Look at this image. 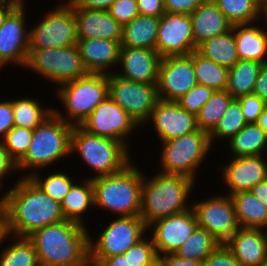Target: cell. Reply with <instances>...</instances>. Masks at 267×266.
Listing matches in <instances>:
<instances>
[{"label": "cell", "instance_id": "obj_21", "mask_svg": "<svg viewBox=\"0 0 267 266\" xmlns=\"http://www.w3.org/2000/svg\"><path fill=\"white\" fill-rule=\"evenodd\" d=\"M161 58L156 50L121 46L118 65L122 68L112 71L127 80L157 83Z\"/></svg>", "mask_w": 267, "mask_h": 266}, {"label": "cell", "instance_id": "obj_37", "mask_svg": "<svg viewBox=\"0 0 267 266\" xmlns=\"http://www.w3.org/2000/svg\"><path fill=\"white\" fill-rule=\"evenodd\" d=\"M11 237L13 243L1 251L0 266H40L33 243L27 237Z\"/></svg>", "mask_w": 267, "mask_h": 266}, {"label": "cell", "instance_id": "obj_29", "mask_svg": "<svg viewBox=\"0 0 267 266\" xmlns=\"http://www.w3.org/2000/svg\"><path fill=\"white\" fill-rule=\"evenodd\" d=\"M241 228L267 230V207L251 191L230 195Z\"/></svg>", "mask_w": 267, "mask_h": 266}, {"label": "cell", "instance_id": "obj_1", "mask_svg": "<svg viewBox=\"0 0 267 266\" xmlns=\"http://www.w3.org/2000/svg\"><path fill=\"white\" fill-rule=\"evenodd\" d=\"M6 230L28 237L44 226L66 220L60 202L43 192L29 177H20L5 193Z\"/></svg>", "mask_w": 267, "mask_h": 266}, {"label": "cell", "instance_id": "obj_24", "mask_svg": "<svg viewBox=\"0 0 267 266\" xmlns=\"http://www.w3.org/2000/svg\"><path fill=\"white\" fill-rule=\"evenodd\" d=\"M77 40L82 63L89 73L110 74L112 66L119 67V41L98 38Z\"/></svg>", "mask_w": 267, "mask_h": 266}, {"label": "cell", "instance_id": "obj_32", "mask_svg": "<svg viewBox=\"0 0 267 266\" xmlns=\"http://www.w3.org/2000/svg\"><path fill=\"white\" fill-rule=\"evenodd\" d=\"M263 63L253 60H239L228 71L226 91L234 98L253 94L255 81Z\"/></svg>", "mask_w": 267, "mask_h": 266}, {"label": "cell", "instance_id": "obj_19", "mask_svg": "<svg viewBox=\"0 0 267 266\" xmlns=\"http://www.w3.org/2000/svg\"><path fill=\"white\" fill-rule=\"evenodd\" d=\"M150 121L161 142L198 130L196 116L183 109L176 101L159 99L145 125Z\"/></svg>", "mask_w": 267, "mask_h": 266}, {"label": "cell", "instance_id": "obj_9", "mask_svg": "<svg viewBox=\"0 0 267 266\" xmlns=\"http://www.w3.org/2000/svg\"><path fill=\"white\" fill-rule=\"evenodd\" d=\"M25 69L35 72L56 84V87L68 81L86 76L76 45L61 48L29 49Z\"/></svg>", "mask_w": 267, "mask_h": 266}, {"label": "cell", "instance_id": "obj_3", "mask_svg": "<svg viewBox=\"0 0 267 266\" xmlns=\"http://www.w3.org/2000/svg\"><path fill=\"white\" fill-rule=\"evenodd\" d=\"M195 180L161 172L149 177L143 175L139 216L149 227L154 221L192 208L188 203Z\"/></svg>", "mask_w": 267, "mask_h": 266}, {"label": "cell", "instance_id": "obj_50", "mask_svg": "<svg viewBox=\"0 0 267 266\" xmlns=\"http://www.w3.org/2000/svg\"><path fill=\"white\" fill-rule=\"evenodd\" d=\"M18 173L17 163L11 158L8 151L0 141V184L4 186L3 179L10 173Z\"/></svg>", "mask_w": 267, "mask_h": 266}, {"label": "cell", "instance_id": "obj_35", "mask_svg": "<svg viewBox=\"0 0 267 266\" xmlns=\"http://www.w3.org/2000/svg\"><path fill=\"white\" fill-rule=\"evenodd\" d=\"M234 98L226 91H215L196 115L198 129L211 133Z\"/></svg>", "mask_w": 267, "mask_h": 266}, {"label": "cell", "instance_id": "obj_43", "mask_svg": "<svg viewBox=\"0 0 267 266\" xmlns=\"http://www.w3.org/2000/svg\"><path fill=\"white\" fill-rule=\"evenodd\" d=\"M215 92L214 89L197 84L186 94L182 95L176 102L186 111L197 115L201 107L210 99Z\"/></svg>", "mask_w": 267, "mask_h": 266}, {"label": "cell", "instance_id": "obj_56", "mask_svg": "<svg viewBox=\"0 0 267 266\" xmlns=\"http://www.w3.org/2000/svg\"><path fill=\"white\" fill-rule=\"evenodd\" d=\"M250 191L267 207V179L257 183Z\"/></svg>", "mask_w": 267, "mask_h": 266}, {"label": "cell", "instance_id": "obj_28", "mask_svg": "<svg viewBox=\"0 0 267 266\" xmlns=\"http://www.w3.org/2000/svg\"><path fill=\"white\" fill-rule=\"evenodd\" d=\"M81 180L82 183H73L64 199L60 201V207L66 220L85 225L84 213H88L87 211L94 208V188L92 179L83 178Z\"/></svg>", "mask_w": 267, "mask_h": 266}, {"label": "cell", "instance_id": "obj_54", "mask_svg": "<svg viewBox=\"0 0 267 266\" xmlns=\"http://www.w3.org/2000/svg\"><path fill=\"white\" fill-rule=\"evenodd\" d=\"M95 266H129L127 256L119 254L102 258Z\"/></svg>", "mask_w": 267, "mask_h": 266}, {"label": "cell", "instance_id": "obj_16", "mask_svg": "<svg viewBox=\"0 0 267 266\" xmlns=\"http://www.w3.org/2000/svg\"><path fill=\"white\" fill-rule=\"evenodd\" d=\"M25 16L26 7H15L0 28L1 70L8 64L23 68L26 65L29 52V27L26 25Z\"/></svg>", "mask_w": 267, "mask_h": 266}, {"label": "cell", "instance_id": "obj_2", "mask_svg": "<svg viewBox=\"0 0 267 266\" xmlns=\"http://www.w3.org/2000/svg\"><path fill=\"white\" fill-rule=\"evenodd\" d=\"M90 231L64 220L44 226L27 238L33 243L40 266H90Z\"/></svg>", "mask_w": 267, "mask_h": 266}, {"label": "cell", "instance_id": "obj_57", "mask_svg": "<svg viewBox=\"0 0 267 266\" xmlns=\"http://www.w3.org/2000/svg\"><path fill=\"white\" fill-rule=\"evenodd\" d=\"M15 8L14 5L0 2V28L3 25L7 15Z\"/></svg>", "mask_w": 267, "mask_h": 266}, {"label": "cell", "instance_id": "obj_11", "mask_svg": "<svg viewBox=\"0 0 267 266\" xmlns=\"http://www.w3.org/2000/svg\"><path fill=\"white\" fill-rule=\"evenodd\" d=\"M146 232L148 228L139 215L115 218L96 240L90 235V266H95L104 257L124 254L146 236Z\"/></svg>", "mask_w": 267, "mask_h": 266}, {"label": "cell", "instance_id": "obj_38", "mask_svg": "<svg viewBox=\"0 0 267 266\" xmlns=\"http://www.w3.org/2000/svg\"><path fill=\"white\" fill-rule=\"evenodd\" d=\"M232 25L259 22L260 9L252 0H213Z\"/></svg>", "mask_w": 267, "mask_h": 266}, {"label": "cell", "instance_id": "obj_18", "mask_svg": "<svg viewBox=\"0 0 267 266\" xmlns=\"http://www.w3.org/2000/svg\"><path fill=\"white\" fill-rule=\"evenodd\" d=\"M197 226L195 212L193 208H189L178 214L158 219L147 228L149 233L152 230L149 236L152 238L157 256H160L175 253Z\"/></svg>", "mask_w": 267, "mask_h": 266}, {"label": "cell", "instance_id": "obj_60", "mask_svg": "<svg viewBox=\"0 0 267 266\" xmlns=\"http://www.w3.org/2000/svg\"><path fill=\"white\" fill-rule=\"evenodd\" d=\"M25 0H0V2L14 5L15 7H25Z\"/></svg>", "mask_w": 267, "mask_h": 266}, {"label": "cell", "instance_id": "obj_17", "mask_svg": "<svg viewBox=\"0 0 267 266\" xmlns=\"http://www.w3.org/2000/svg\"><path fill=\"white\" fill-rule=\"evenodd\" d=\"M189 14L165 12L160 17L156 51L161 57L189 55L195 51Z\"/></svg>", "mask_w": 267, "mask_h": 266}, {"label": "cell", "instance_id": "obj_7", "mask_svg": "<svg viewBox=\"0 0 267 266\" xmlns=\"http://www.w3.org/2000/svg\"><path fill=\"white\" fill-rule=\"evenodd\" d=\"M57 89L55 93L65 113L56 108H53V112L71 125H81L95 107L108 97V74L88 73L59 85Z\"/></svg>", "mask_w": 267, "mask_h": 266}, {"label": "cell", "instance_id": "obj_22", "mask_svg": "<svg viewBox=\"0 0 267 266\" xmlns=\"http://www.w3.org/2000/svg\"><path fill=\"white\" fill-rule=\"evenodd\" d=\"M240 228L224 244L242 266H267V231Z\"/></svg>", "mask_w": 267, "mask_h": 266}, {"label": "cell", "instance_id": "obj_12", "mask_svg": "<svg viewBox=\"0 0 267 266\" xmlns=\"http://www.w3.org/2000/svg\"><path fill=\"white\" fill-rule=\"evenodd\" d=\"M156 84L127 80L112 72L108 74V96L143 127L159 100Z\"/></svg>", "mask_w": 267, "mask_h": 266}, {"label": "cell", "instance_id": "obj_53", "mask_svg": "<svg viewBox=\"0 0 267 266\" xmlns=\"http://www.w3.org/2000/svg\"><path fill=\"white\" fill-rule=\"evenodd\" d=\"M253 94L267 103V62L263 63L255 81Z\"/></svg>", "mask_w": 267, "mask_h": 266}, {"label": "cell", "instance_id": "obj_13", "mask_svg": "<svg viewBox=\"0 0 267 266\" xmlns=\"http://www.w3.org/2000/svg\"><path fill=\"white\" fill-rule=\"evenodd\" d=\"M80 126L91 134L120 141L129 150L128 136L140 127L137 122L109 96L95 107Z\"/></svg>", "mask_w": 267, "mask_h": 266}, {"label": "cell", "instance_id": "obj_6", "mask_svg": "<svg viewBox=\"0 0 267 266\" xmlns=\"http://www.w3.org/2000/svg\"><path fill=\"white\" fill-rule=\"evenodd\" d=\"M129 151L120 141L91 134L80 125L73 128L71 153H78L95 172L86 178L94 179L121 171L132 161Z\"/></svg>", "mask_w": 267, "mask_h": 266}, {"label": "cell", "instance_id": "obj_58", "mask_svg": "<svg viewBox=\"0 0 267 266\" xmlns=\"http://www.w3.org/2000/svg\"><path fill=\"white\" fill-rule=\"evenodd\" d=\"M257 124L267 133V106L259 116Z\"/></svg>", "mask_w": 267, "mask_h": 266}, {"label": "cell", "instance_id": "obj_30", "mask_svg": "<svg viewBox=\"0 0 267 266\" xmlns=\"http://www.w3.org/2000/svg\"><path fill=\"white\" fill-rule=\"evenodd\" d=\"M196 51L206 59L228 69L239 61L232 28L225 33L206 39L197 46Z\"/></svg>", "mask_w": 267, "mask_h": 266}, {"label": "cell", "instance_id": "obj_41", "mask_svg": "<svg viewBox=\"0 0 267 266\" xmlns=\"http://www.w3.org/2000/svg\"><path fill=\"white\" fill-rule=\"evenodd\" d=\"M33 130L24 127L14 126L1 138L4 148L11 158L18 163L26 154L32 140Z\"/></svg>", "mask_w": 267, "mask_h": 266}, {"label": "cell", "instance_id": "obj_42", "mask_svg": "<svg viewBox=\"0 0 267 266\" xmlns=\"http://www.w3.org/2000/svg\"><path fill=\"white\" fill-rule=\"evenodd\" d=\"M129 266H151L157 261V253L152 238L144 236L132 245L125 253Z\"/></svg>", "mask_w": 267, "mask_h": 266}, {"label": "cell", "instance_id": "obj_8", "mask_svg": "<svg viewBox=\"0 0 267 266\" xmlns=\"http://www.w3.org/2000/svg\"><path fill=\"white\" fill-rule=\"evenodd\" d=\"M163 146L158 172L182 175L196 181L198 168L203 164L212 149L209 133L198 129L167 141L160 142Z\"/></svg>", "mask_w": 267, "mask_h": 266}, {"label": "cell", "instance_id": "obj_40", "mask_svg": "<svg viewBox=\"0 0 267 266\" xmlns=\"http://www.w3.org/2000/svg\"><path fill=\"white\" fill-rule=\"evenodd\" d=\"M39 173V170L30 175V179L47 195L56 201L60 202L69 192L71 186L75 182L70 175L64 171H55L52 174L46 175L44 178Z\"/></svg>", "mask_w": 267, "mask_h": 266}, {"label": "cell", "instance_id": "obj_39", "mask_svg": "<svg viewBox=\"0 0 267 266\" xmlns=\"http://www.w3.org/2000/svg\"><path fill=\"white\" fill-rule=\"evenodd\" d=\"M247 124L240 103L234 99L227 110L225 111L222 119L219 121L215 129L209 134L211 144L216 140L227 139V142L234 137L244 126Z\"/></svg>", "mask_w": 267, "mask_h": 266}, {"label": "cell", "instance_id": "obj_14", "mask_svg": "<svg viewBox=\"0 0 267 266\" xmlns=\"http://www.w3.org/2000/svg\"><path fill=\"white\" fill-rule=\"evenodd\" d=\"M227 195V196H226ZM217 194L192 203L198 227L204 228L224 244L241 227L230 195Z\"/></svg>", "mask_w": 267, "mask_h": 266}, {"label": "cell", "instance_id": "obj_52", "mask_svg": "<svg viewBox=\"0 0 267 266\" xmlns=\"http://www.w3.org/2000/svg\"><path fill=\"white\" fill-rule=\"evenodd\" d=\"M116 0H71L72 8H84L92 10L109 11Z\"/></svg>", "mask_w": 267, "mask_h": 266}, {"label": "cell", "instance_id": "obj_33", "mask_svg": "<svg viewBox=\"0 0 267 266\" xmlns=\"http://www.w3.org/2000/svg\"><path fill=\"white\" fill-rule=\"evenodd\" d=\"M13 107L14 125L34 130L50 114L53 113V107H43L37 99L16 98L11 100ZM43 107V108H42Z\"/></svg>", "mask_w": 267, "mask_h": 266}, {"label": "cell", "instance_id": "obj_49", "mask_svg": "<svg viewBox=\"0 0 267 266\" xmlns=\"http://www.w3.org/2000/svg\"><path fill=\"white\" fill-rule=\"evenodd\" d=\"M140 15L160 18L166 11L163 0H137Z\"/></svg>", "mask_w": 267, "mask_h": 266}, {"label": "cell", "instance_id": "obj_20", "mask_svg": "<svg viewBox=\"0 0 267 266\" xmlns=\"http://www.w3.org/2000/svg\"><path fill=\"white\" fill-rule=\"evenodd\" d=\"M223 183L229 188L228 195L250 191L257 183L267 179V158L264 155L231 157L221 166Z\"/></svg>", "mask_w": 267, "mask_h": 266}, {"label": "cell", "instance_id": "obj_59", "mask_svg": "<svg viewBox=\"0 0 267 266\" xmlns=\"http://www.w3.org/2000/svg\"><path fill=\"white\" fill-rule=\"evenodd\" d=\"M260 17H259V19L261 20V19H263V20H261V21H263L264 22V24H265V22H266V24H265V26L264 27H266V25H267V5L266 6H264V7H262V8H260ZM264 17H263V16ZM265 20V21H264ZM263 30H264V33L267 35V30L265 29V28H263Z\"/></svg>", "mask_w": 267, "mask_h": 266}, {"label": "cell", "instance_id": "obj_61", "mask_svg": "<svg viewBox=\"0 0 267 266\" xmlns=\"http://www.w3.org/2000/svg\"><path fill=\"white\" fill-rule=\"evenodd\" d=\"M252 1L259 9L267 5V0H252Z\"/></svg>", "mask_w": 267, "mask_h": 266}, {"label": "cell", "instance_id": "obj_5", "mask_svg": "<svg viewBox=\"0 0 267 266\" xmlns=\"http://www.w3.org/2000/svg\"><path fill=\"white\" fill-rule=\"evenodd\" d=\"M74 125L67 123L54 112L33 130L32 140L24 157L17 163L21 177H30L60 159L71 155V134ZM32 170V171H30Z\"/></svg>", "mask_w": 267, "mask_h": 266}, {"label": "cell", "instance_id": "obj_45", "mask_svg": "<svg viewBox=\"0 0 267 266\" xmlns=\"http://www.w3.org/2000/svg\"><path fill=\"white\" fill-rule=\"evenodd\" d=\"M247 124L257 123L267 103L254 94L246 95L237 99Z\"/></svg>", "mask_w": 267, "mask_h": 266}, {"label": "cell", "instance_id": "obj_48", "mask_svg": "<svg viewBox=\"0 0 267 266\" xmlns=\"http://www.w3.org/2000/svg\"><path fill=\"white\" fill-rule=\"evenodd\" d=\"M14 126L11 100L0 101V136L4 138L6 133Z\"/></svg>", "mask_w": 267, "mask_h": 266}, {"label": "cell", "instance_id": "obj_62", "mask_svg": "<svg viewBox=\"0 0 267 266\" xmlns=\"http://www.w3.org/2000/svg\"><path fill=\"white\" fill-rule=\"evenodd\" d=\"M151 266H160V264H159L158 261H156V262H154Z\"/></svg>", "mask_w": 267, "mask_h": 266}, {"label": "cell", "instance_id": "obj_46", "mask_svg": "<svg viewBox=\"0 0 267 266\" xmlns=\"http://www.w3.org/2000/svg\"><path fill=\"white\" fill-rule=\"evenodd\" d=\"M203 266H242L231 251L220 244L204 261Z\"/></svg>", "mask_w": 267, "mask_h": 266}, {"label": "cell", "instance_id": "obj_10", "mask_svg": "<svg viewBox=\"0 0 267 266\" xmlns=\"http://www.w3.org/2000/svg\"><path fill=\"white\" fill-rule=\"evenodd\" d=\"M77 41L76 17L72 5L65 0L29 28V49L68 47Z\"/></svg>", "mask_w": 267, "mask_h": 266}, {"label": "cell", "instance_id": "obj_26", "mask_svg": "<svg viewBox=\"0 0 267 266\" xmlns=\"http://www.w3.org/2000/svg\"><path fill=\"white\" fill-rule=\"evenodd\" d=\"M257 24L232 25L239 60L267 62V35Z\"/></svg>", "mask_w": 267, "mask_h": 266}, {"label": "cell", "instance_id": "obj_47", "mask_svg": "<svg viewBox=\"0 0 267 266\" xmlns=\"http://www.w3.org/2000/svg\"><path fill=\"white\" fill-rule=\"evenodd\" d=\"M206 0H163L164 8L169 13L191 14Z\"/></svg>", "mask_w": 267, "mask_h": 266}, {"label": "cell", "instance_id": "obj_55", "mask_svg": "<svg viewBox=\"0 0 267 266\" xmlns=\"http://www.w3.org/2000/svg\"><path fill=\"white\" fill-rule=\"evenodd\" d=\"M4 202H5V194L0 198V247H2V242H6L5 240L10 238V235L7 234L6 230V216L4 212Z\"/></svg>", "mask_w": 267, "mask_h": 266}, {"label": "cell", "instance_id": "obj_27", "mask_svg": "<svg viewBox=\"0 0 267 266\" xmlns=\"http://www.w3.org/2000/svg\"><path fill=\"white\" fill-rule=\"evenodd\" d=\"M160 18L138 15L122 29L121 46L156 50Z\"/></svg>", "mask_w": 267, "mask_h": 266}, {"label": "cell", "instance_id": "obj_4", "mask_svg": "<svg viewBox=\"0 0 267 266\" xmlns=\"http://www.w3.org/2000/svg\"><path fill=\"white\" fill-rule=\"evenodd\" d=\"M131 161L121 171L92 179L94 206L116 217L139 215L141 208L142 169Z\"/></svg>", "mask_w": 267, "mask_h": 266}, {"label": "cell", "instance_id": "obj_34", "mask_svg": "<svg viewBox=\"0 0 267 266\" xmlns=\"http://www.w3.org/2000/svg\"><path fill=\"white\" fill-rule=\"evenodd\" d=\"M195 76L199 85H204L215 91L225 90L227 87L229 69L206 59L196 50L192 52Z\"/></svg>", "mask_w": 267, "mask_h": 266}, {"label": "cell", "instance_id": "obj_15", "mask_svg": "<svg viewBox=\"0 0 267 266\" xmlns=\"http://www.w3.org/2000/svg\"><path fill=\"white\" fill-rule=\"evenodd\" d=\"M197 84L192 53L161 58L156 84L159 99L176 101Z\"/></svg>", "mask_w": 267, "mask_h": 266}, {"label": "cell", "instance_id": "obj_44", "mask_svg": "<svg viewBox=\"0 0 267 266\" xmlns=\"http://www.w3.org/2000/svg\"><path fill=\"white\" fill-rule=\"evenodd\" d=\"M109 13L122 27L140 15L137 0H116Z\"/></svg>", "mask_w": 267, "mask_h": 266}, {"label": "cell", "instance_id": "obj_31", "mask_svg": "<svg viewBox=\"0 0 267 266\" xmlns=\"http://www.w3.org/2000/svg\"><path fill=\"white\" fill-rule=\"evenodd\" d=\"M228 143L230 157L263 155L267 149V133L257 124H246Z\"/></svg>", "mask_w": 267, "mask_h": 266}, {"label": "cell", "instance_id": "obj_51", "mask_svg": "<svg viewBox=\"0 0 267 266\" xmlns=\"http://www.w3.org/2000/svg\"><path fill=\"white\" fill-rule=\"evenodd\" d=\"M160 266H203V261L186 259L171 253L157 256Z\"/></svg>", "mask_w": 267, "mask_h": 266}, {"label": "cell", "instance_id": "obj_25", "mask_svg": "<svg viewBox=\"0 0 267 266\" xmlns=\"http://www.w3.org/2000/svg\"><path fill=\"white\" fill-rule=\"evenodd\" d=\"M189 15L195 49L206 39L225 33L232 28V24L213 0H206Z\"/></svg>", "mask_w": 267, "mask_h": 266}, {"label": "cell", "instance_id": "obj_23", "mask_svg": "<svg viewBox=\"0 0 267 266\" xmlns=\"http://www.w3.org/2000/svg\"><path fill=\"white\" fill-rule=\"evenodd\" d=\"M77 22V39H107L122 41L123 27L109 11L72 8Z\"/></svg>", "mask_w": 267, "mask_h": 266}, {"label": "cell", "instance_id": "obj_36", "mask_svg": "<svg viewBox=\"0 0 267 266\" xmlns=\"http://www.w3.org/2000/svg\"><path fill=\"white\" fill-rule=\"evenodd\" d=\"M220 244L207 230L197 226L174 254L186 259L204 261Z\"/></svg>", "mask_w": 267, "mask_h": 266}]
</instances>
